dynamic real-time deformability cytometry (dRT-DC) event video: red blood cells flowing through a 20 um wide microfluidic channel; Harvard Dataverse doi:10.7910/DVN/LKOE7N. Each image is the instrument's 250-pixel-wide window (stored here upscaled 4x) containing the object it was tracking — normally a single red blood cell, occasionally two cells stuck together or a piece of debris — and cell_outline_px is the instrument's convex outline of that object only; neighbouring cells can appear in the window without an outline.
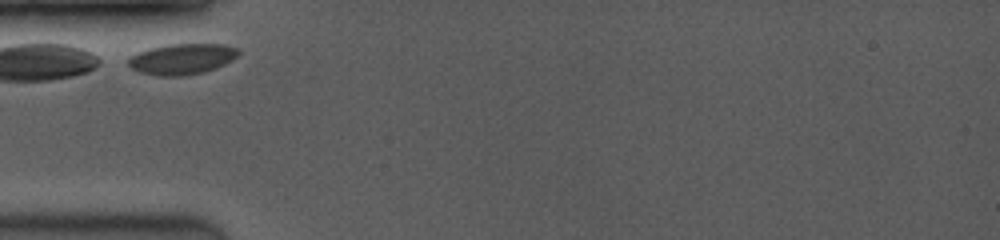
{"species": "common noctule bat (a hibernating species)", "species_latin": "Nyctalus noctula", "temperature_condition": "room temperature", "stored_images_in_passage": 1, "camera_frame_rate_fps": 3500, "um_per_image_px": 0.085, "animal": {"sex": "female", "body_mass_g": 19.0, "forearm_length_mm": 53.3}, "frame": {"image": 1, "passage_image": 1, "time_ms": 0.0, "image_size_px": [1000, 240], "cell_outline_px": [[240, 52], [232, 60], [216, 68], [204, 72], [184, 76], [160, 76], [140, 72], [132, 68], [128, 64], [128, 60], [132, 56], [140, 52], [152, 48], [168, 44], [224, 44], [240, 48]], "centroid_in_image_um": [15.52, 5.01], "position_along_channel_um": 69.5, "area_um2": 19.65}}